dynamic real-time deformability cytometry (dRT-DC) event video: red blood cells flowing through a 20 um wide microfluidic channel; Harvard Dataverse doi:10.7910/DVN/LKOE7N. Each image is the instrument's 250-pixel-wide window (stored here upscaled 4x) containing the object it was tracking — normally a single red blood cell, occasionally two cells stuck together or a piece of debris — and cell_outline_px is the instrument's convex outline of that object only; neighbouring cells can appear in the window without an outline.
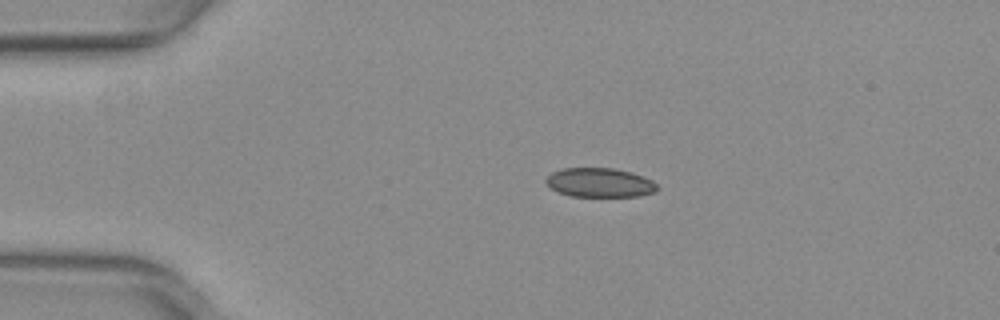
{"species": "common noctule bat (a hibernating species)", "species_latin": "Nyctalus noctula", "temperature_condition": "warm", "stored_images_in_passage": 52, "camera_frame_rate_fps": 3000, "um_per_image_px": 0.085, "animal": {"sex": "female", "body_mass_g": 29.2, "forearm_length_mm": 56.3}, "frame": {"image": 1, "passage_image": 11, "time_ms": 3.333, "image_size_px": [1000, 320], "cell_outline_px": [[660, 188], [656, 192], [640, 196], [572, 196], [560, 192], [552, 188], [544, 180], [552, 172], [564, 168], [616, 168], [632, 172], [644, 176], [652, 180]], "centroid_in_image_um": [51.04, 15.51], "position_along_channel_um": 34.0, "area_um2": 18.96}}
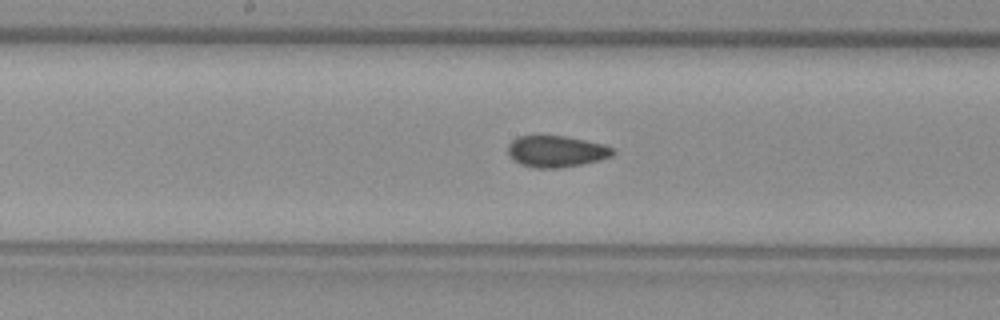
{"frame": {"image": 2, "passage_image": 27, "time_ms": 8.667, "image_size_px": [1000, 320], "cell_outline_px": [[616, 152], [612, 156], [600, 160], [560, 168], [532, 168], [520, 164], [512, 160], [508, 156], [508, 144], [512, 140], [520, 136], [564, 136], [604, 144], [612, 148]], "centroid_in_image_um": [47.26, 12.88], "position_along_channel_um": 200.9, "area_um2": 19.31}}
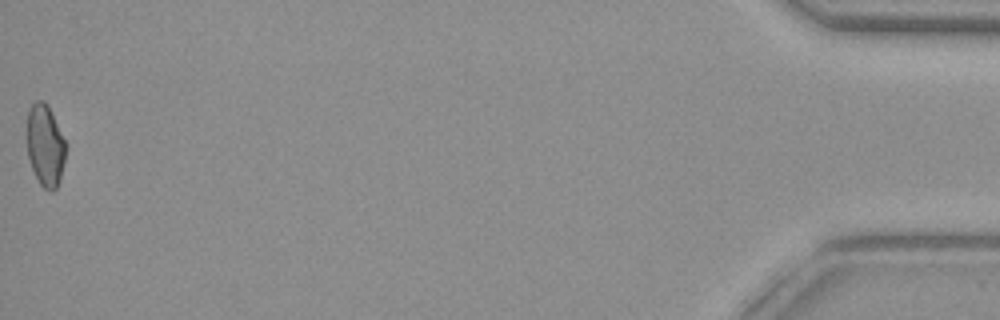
{"frame": {"image": 3, "passage_image": 52, "time_ms": 17.0, "image_size_px": [1000, 320], "cell_outline_px": [[64, 160], [60, 180], [56, 188], [52, 192], [48, 192], [40, 184], [32, 168], [28, 156], [28, 108], [36, 100], [44, 100], [48, 104], [64, 140]], "centroid_in_image_um": [3.83, 12.36], "position_along_channel_um": 431.4, "area_um2": 18.15}, "authors_computed_cell_mechanics": {"area_um2": 19.1607, "velocity_mm_per_s": 4.0006, "shape_relaxation_time_tau1_ms": null, "shape_relaxation_time_tau2_ms": 1.3601, "deformation_change_tau1": null, "deformation_change_tau2": 0.06}}